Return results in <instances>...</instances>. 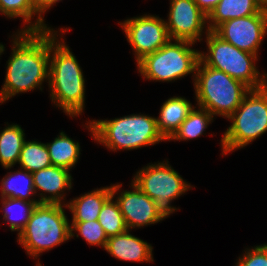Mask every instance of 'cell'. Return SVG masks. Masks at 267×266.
Masks as SVG:
<instances>
[{
    "label": "cell",
    "mask_w": 267,
    "mask_h": 266,
    "mask_svg": "<svg viewBox=\"0 0 267 266\" xmlns=\"http://www.w3.org/2000/svg\"><path fill=\"white\" fill-rule=\"evenodd\" d=\"M134 52L136 63L145 55L154 53L169 40L165 19L158 15L143 14L118 22Z\"/></svg>",
    "instance_id": "30bf717a"
},
{
    "label": "cell",
    "mask_w": 267,
    "mask_h": 266,
    "mask_svg": "<svg viewBox=\"0 0 267 266\" xmlns=\"http://www.w3.org/2000/svg\"><path fill=\"white\" fill-rule=\"evenodd\" d=\"M35 266H43V265L41 264V262H36L35 261Z\"/></svg>",
    "instance_id": "d6a6232c"
},
{
    "label": "cell",
    "mask_w": 267,
    "mask_h": 266,
    "mask_svg": "<svg viewBox=\"0 0 267 266\" xmlns=\"http://www.w3.org/2000/svg\"><path fill=\"white\" fill-rule=\"evenodd\" d=\"M131 232L127 230L122 234L108 237L104 250L118 261L153 263V246Z\"/></svg>",
    "instance_id": "9a60e30c"
},
{
    "label": "cell",
    "mask_w": 267,
    "mask_h": 266,
    "mask_svg": "<svg viewBox=\"0 0 267 266\" xmlns=\"http://www.w3.org/2000/svg\"><path fill=\"white\" fill-rule=\"evenodd\" d=\"M55 29H50V58L47 84L49 97L52 104L61 109L66 116L76 119L84 113L86 80L76 56L62 36L72 29L69 27Z\"/></svg>",
    "instance_id": "7a4b0ae2"
},
{
    "label": "cell",
    "mask_w": 267,
    "mask_h": 266,
    "mask_svg": "<svg viewBox=\"0 0 267 266\" xmlns=\"http://www.w3.org/2000/svg\"><path fill=\"white\" fill-rule=\"evenodd\" d=\"M97 220L107 237L116 236L128 230L123 214L112 196L102 206Z\"/></svg>",
    "instance_id": "484cf974"
},
{
    "label": "cell",
    "mask_w": 267,
    "mask_h": 266,
    "mask_svg": "<svg viewBox=\"0 0 267 266\" xmlns=\"http://www.w3.org/2000/svg\"><path fill=\"white\" fill-rule=\"evenodd\" d=\"M70 235L71 239L79 235L88 243L90 246H96L105 248L108 237L99 224L98 220L92 221H71L70 222ZM76 233V234H75Z\"/></svg>",
    "instance_id": "4316f807"
},
{
    "label": "cell",
    "mask_w": 267,
    "mask_h": 266,
    "mask_svg": "<svg viewBox=\"0 0 267 266\" xmlns=\"http://www.w3.org/2000/svg\"><path fill=\"white\" fill-rule=\"evenodd\" d=\"M17 164L30 173L52 166L46 144L36 139H26Z\"/></svg>",
    "instance_id": "d4e9b609"
},
{
    "label": "cell",
    "mask_w": 267,
    "mask_h": 266,
    "mask_svg": "<svg viewBox=\"0 0 267 266\" xmlns=\"http://www.w3.org/2000/svg\"><path fill=\"white\" fill-rule=\"evenodd\" d=\"M2 218L11 232L17 236L25 228L32 211L39 202H28L17 198H0Z\"/></svg>",
    "instance_id": "603a6c76"
},
{
    "label": "cell",
    "mask_w": 267,
    "mask_h": 266,
    "mask_svg": "<svg viewBox=\"0 0 267 266\" xmlns=\"http://www.w3.org/2000/svg\"><path fill=\"white\" fill-rule=\"evenodd\" d=\"M112 196L110 186H102L93 189L87 193L70 199L67 204V210L72 215V221H92L97 220L104 203Z\"/></svg>",
    "instance_id": "ac0fdd59"
},
{
    "label": "cell",
    "mask_w": 267,
    "mask_h": 266,
    "mask_svg": "<svg viewBox=\"0 0 267 266\" xmlns=\"http://www.w3.org/2000/svg\"><path fill=\"white\" fill-rule=\"evenodd\" d=\"M170 6L165 19L170 39L192 43L203 42L209 32L207 15L194 0H169Z\"/></svg>",
    "instance_id": "4fadbf2b"
},
{
    "label": "cell",
    "mask_w": 267,
    "mask_h": 266,
    "mask_svg": "<svg viewBox=\"0 0 267 266\" xmlns=\"http://www.w3.org/2000/svg\"><path fill=\"white\" fill-rule=\"evenodd\" d=\"M32 175L39 203L67 204L66 194L74 184L70 170L52 165L35 171Z\"/></svg>",
    "instance_id": "5bb4252c"
},
{
    "label": "cell",
    "mask_w": 267,
    "mask_h": 266,
    "mask_svg": "<svg viewBox=\"0 0 267 266\" xmlns=\"http://www.w3.org/2000/svg\"><path fill=\"white\" fill-rule=\"evenodd\" d=\"M83 126L90 132L94 143L114 153L166 142L158 130L156 117L144 113H133L114 119L86 120Z\"/></svg>",
    "instance_id": "3957f363"
},
{
    "label": "cell",
    "mask_w": 267,
    "mask_h": 266,
    "mask_svg": "<svg viewBox=\"0 0 267 266\" xmlns=\"http://www.w3.org/2000/svg\"><path fill=\"white\" fill-rule=\"evenodd\" d=\"M53 166L63 167L72 171L80 159V143L70 138L65 131L59 132L53 142L45 143Z\"/></svg>",
    "instance_id": "7402d4cb"
},
{
    "label": "cell",
    "mask_w": 267,
    "mask_h": 266,
    "mask_svg": "<svg viewBox=\"0 0 267 266\" xmlns=\"http://www.w3.org/2000/svg\"><path fill=\"white\" fill-rule=\"evenodd\" d=\"M260 6L264 9H267V0H256Z\"/></svg>",
    "instance_id": "4dcf8cb0"
},
{
    "label": "cell",
    "mask_w": 267,
    "mask_h": 266,
    "mask_svg": "<svg viewBox=\"0 0 267 266\" xmlns=\"http://www.w3.org/2000/svg\"><path fill=\"white\" fill-rule=\"evenodd\" d=\"M221 0H194L199 9L207 16Z\"/></svg>",
    "instance_id": "f1b7e54d"
},
{
    "label": "cell",
    "mask_w": 267,
    "mask_h": 266,
    "mask_svg": "<svg viewBox=\"0 0 267 266\" xmlns=\"http://www.w3.org/2000/svg\"><path fill=\"white\" fill-rule=\"evenodd\" d=\"M66 208V205L57 203H39L35 206L25 228L16 238L31 259L40 262L42 253L71 240Z\"/></svg>",
    "instance_id": "277c9868"
},
{
    "label": "cell",
    "mask_w": 267,
    "mask_h": 266,
    "mask_svg": "<svg viewBox=\"0 0 267 266\" xmlns=\"http://www.w3.org/2000/svg\"><path fill=\"white\" fill-rule=\"evenodd\" d=\"M214 116L206 109L195 105L188 117L181 123L177 131L168 140L170 141H190L201 137L214 121Z\"/></svg>",
    "instance_id": "cb8c5ba5"
},
{
    "label": "cell",
    "mask_w": 267,
    "mask_h": 266,
    "mask_svg": "<svg viewBox=\"0 0 267 266\" xmlns=\"http://www.w3.org/2000/svg\"><path fill=\"white\" fill-rule=\"evenodd\" d=\"M0 15L8 19L22 18L23 26L17 32H40L52 28L45 23L33 0H0Z\"/></svg>",
    "instance_id": "2e32d148"
},
{
    "label": "cell",
    "mask_w": 267,
    "mask_h": 266,
    "mask_svg": "<svg viewBox=\"0 0 267 266\" xmlns=\"http://www.w3.org/2000/svg\"><path fill=\"white\" fill-rule=\"evenodd\" d=\"M34 4L36 5V8L44 15L47 13V11L49 12V10L51 8H53V6L57 3H59V1L62 0H33Z\"/></svg>",
    "instance_id": "f546056e"
},
{
    "label": "cell",
    "mask_w": 267,
    "mask_h": 266,
    "mask_svg": "<svg viewBox=\"0 0 267 266\" xmlns=\"http://www.w3.org/2000/svg\"><path fill=\"white\" fill-rule=\"evenodd\" d=\"M262 9L256 0H221L207 16L208 29L214 31L227 20L251 16Z\"/></svg>",
    "instance_id": "d6986e66"
},
{
    "label": "cell",
    "mask_w": 267,
    "mask_h": 266,
    "mask_svg": "<svg viewBox=\"0 0 267 266\" xmlns=\"http://www.w3.org/2000/svg\"><path fill=\"white\" fill-rule=\"evenodd\" d=\"M204 39L207 51L199 52V61L203 65L225 72L250 89H260L267 85V72L259 71L256 66L260 56L238 49L214 31H209Z\"/></svg>",
    "instance_id": "52a82bcc"
},
{
    "label": "cell",
    "mask_w": 267,
    "mask_h": 266,
    "mask_svg": "<svg viewBox=\"0 0 267 266\" xmlns=\"http://www.w3.org/2000/svg\"><path fill=\"white\" fill-rule=\"evenodd\" d=\"M6 47H5V44L3 45L2 44V42L0 43V56L2 55V54H4V52H5V49ZM1 59V58H0Z\"/></svg>",
    "instance_id": "1f68e13d"
},
{
    "label": "cell",
    "mask_w": 267,
    "mask_h": 266,
    "mask_svg": "<svg viewBox=\"0 0 267 266\" xmlns=\"http://www.w3.org/2000/svg\"><path fill=\"white\" fill-rule=\"evenodd\" d=\"M195 43L170 39L154 53L145 55L137 65L138 74L147 81L175 82L192 74L195 81L199 52L193 48Z\"/></svg>",
    "instance_id": "ba28073f"
},
{
    "label": "cell",
    "mask_w": 267,
    "mask_h": 266,
    "mask_svg": "<svg viewBox=\"0 0 267 266\" xmlns=\"http://www.w3.org/2000/svg\"><path fill=\"white\" fill-rule=\"evenodd\" d=\"M196 105L208 110L214 117L228 118L251 90L243 82L223 71L203 65L196 67L193 84Z\"/></svg>",
    "instance_id": "5b68a950"
},
{
    "label": "cell",
    "mask_w": 267,
    "mask_h": 266,
    "mask_svg": "<svg viewBox=\"0 0 267 266\" xmlns=\"http://www.w3.org/2000/svg\"><path fill=\"white\" fill-rule=\"evenodd\" d=\"M231 121L221 140V155L243 149L267 132V85L251 89L227 118Z\"/></svg>",
    "instance_id": "8992f818"
},
{
    "label": "cell",
    "mask_w": 267,
    "mask_h": 266,
    "mask_svg": "<svg viewBox=\"0 0 267 266\" xmlns=\"http://www.w3.org/2000/svg\"><path fill=\"white\" fill-rule=\"evenodd\" d=\"M25 131L19 124H8L0 131V165L11 170L18 163L22 146L26 140Z\"/></svg>",
    "instance_id": "44dd1931"
},
{
    "label": "cell",
    "mask_w": 267,
    "mask_h": 266,
    "mask_svg": "<svg viewBox=\"0 0 267 266\" xmlns=\"http://www.w3.org/2000/svg\"><path fill=\"white\" fill-rule=\"evenodd\" d=\"M11 35V55L6 61L5 80L0 90V105L16 95L44 88L48 83L50 29L17 32Z\"/></svg>",
    "instance_id": "6da1fadb"
},
{
    "label": "cell",
    "mask_w": 267,
    "mask_h": 266,
    "mask_svg": "<svg viewBox=\"0 0 267 266\" xmlns=\"http://www.w3.org/2000/svg\"><path fill=\"white\" fill-rule=\"evenodd\" d=\"M234 266H267V243L243 250Z\"/></svg>",
    "instance_id": "83f0119b"
},
{
    "label": "cell",
    "mask_w": 267,
    "mask_h": 266,
    "mask_svg": "<svg viewBox=\"0 0 267 266\" xmlns=\"http://www.w3.org/2000/svg\"><path fill=\"white\" fill-rule=\"evenodd\" d=\"M36 196L33 175L25 169L7 172L0 181V198L39 202Z\"/></svg>",
    "instance_id": "ffe728a7"
},
{
    "label": "cell",
    "mask_w": 267,
    "mask_h": 266,
    "mask_svg": "<svg viewBox=\"0 0 267 266\" xmlns=\"http://www.w3.org/2000/svg\"><path fill=\"white\" fill-rule=\"evenodd\" d=\"M214 32L238 49L258 56L267 36V9L263 8L251 16L227 20Z\"/></svg>",
    "instance_id": "7c38bea8"
},
{
    "label": "cell",
    "mask_w": 267,
    "mask_h": 266,
    "mask_svg": "<svg viewBox=\"0 0 267 266\" xmlns=\"http://www.w3.org/2000/svg\"><path fill=\"white\" fill-rule=\"evenodd\" d=\"M194 107L192 102L183 96H172L162 103L156 120L158 130L166 141L173 136Z\"/></svg>",
    "instance_id": "e0dca14e"
},
{
    "label": "cell",
    "mask_w": 267,
    "mask_h": 266,
    "mask_svg": "<svg viewBox=\"0 0 267 266\" xmlns=\"http://www.w3.org/2000/svg\"><path fill=\"white\" fill-rule=\"evenodd\" d=\"M132 178L131 181L154 200L168 217L181 210L171 203L195 187L186 182L167 159L148 163L137 170Z\"/></svg>",
    "instance_id": "9c48e42d"
},
{
    "label": "cell",
    "mask_w": 267,
    "mask_h": 266,
    "mask_svg": "<svg viewBox=\"0 0 267 266\" xmlns=\"http://www.w3.org/2000/svg\"><path fill=\"white\" fill-rule=\"evenodd\" d=\"M123 183L112 184V197L116 200L123 214L128 230L148 227L157 224L168 216L158 207L156 202L143 193L138 186L131 181V190L122 189Z\"/></svg>",
    "instance_id": "8fae6325"
}]
</instances>
